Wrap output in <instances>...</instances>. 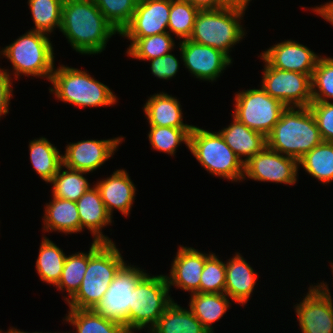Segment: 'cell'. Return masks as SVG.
I'll use <instances>...</instances> for the list:
<instances>
[{"instance_id": "obj_1", "label": "cell", "mask_w": 333, "mask_h": 333, "mask_svg": "<svg viewBox=\"0 0 333 333\" xmlns=\"http://www.w3.org/2000/svg\"><path fill=\"white\" fill-rule=\"evenodd\" d=\"M60 31L80 54H100L109 39L119 34L94 0H64Z\"/></svg>"}, {"instance_id": "obj_2", "label": "cell", "mask_w": 333, "mask_h": 333, "mask_svg": "<svg viewBox=\"0 0 333 333\" xmlns=\"http://www.w3.org/2000/svg\"><path fill=\"white\" fill-rule=\"evenodd\" d=\"M124 264L114 242L92 241L84 278L79 290L67 301L68 306L71 309H93Z\"/></svg>"}, {"instance_id": "obj_3", "label": "cell", "mask_w": 333, "mask_h": 333, "mask_svg": "<svg viewBox=\"0 0 333 333\" xmlns=\"http://www.w3.org/2000/svg\"><path fill=\"white\" fill-rule=\"evenodd\" d=\"M266 141L269 149L299 160L323 139L309 107H287Z\"/></svg>"}, {"instance_id": "obj_4", "label": "cell", "mask_w": 333, "mask_h": 333, "mask_svg": "<svg viewBox=\"0 0 333 333\" xmlns=\"http://www.w3.org/2000/svg\"><path fill=\"white\" fill-rule=\"evenodd\" d=\"M245 10L246 8L230 5L220 9L200 10L189 40L213 47L232 60L231 48L246 36L240 21Z\"/></svg>"}, {"instance_id": "obj_5", "label": "cell", "mask_w": 333, "mask_h": 333, "mask_svg": "<svg viewBox=\"0 0 333 333\" xmlns=\"http://www.w3.org/2000/svg\"><path fill=\"white\" fill-rule=\"evenodd\" d=\"M49 92L57 100L81 107H103L117 103V97L111 89L97 81L87 71L60 65L54 68L49 81Z\"/></svg>"}, {"instance_id": "obj_6", "label": "cell", "mask_w": 333, "mask_h": 333, "mask_svg": "<svg viewBox=\"0 0 333 333\" xmlns=\"http://www.w3.org/2000/svg\"><path fill=\"white\" fill-rule=\"evenodd\" d=\"M49 36L29 30L0 51L10 60L15 79L21 75L51 79L54 71V50Z\"/></svg>"}, {"instance_id": "obj_7", "label": "cell", "mask_w": 333, "mask_h": 333, "mask_svg": "<svg viewBox=\"0 0 333 333\" xmlns=\"http://www.w3.org/2000/svg\"><path fill=\"white\" fill-rule=\"evenodd\" d=\"M190 152L212 175L240 182L244 175V163L225 143L219 132H211L194 126L189 136Z\"/></svg>"}, {"instance_id": "obj_8", "label": "cell", "mask_w": 333, "mask_h": 333, "mask_svg": "<svg viewBox=\"0 0 333 333\" xmlns=\"http://www.w3.org/2000/svg\"><path fill=\"white\" fill-rule=\"evenodd\" d=\"M165 275L150 276L147 273L132 291L129 315V333L156 325L166 308L174 301L169 295Z\"/></svg>"}, {"instance_id": "obj_9", "label": "cell", "mask_w": 333, "mask_h": 333, "mask_svg": "<svg viewBox=\"0 0 333 333\" xmlns=\"http://www.w3.org/2000/svg\"><path fill=\"white\" fill-rule=\"evenodd\" d=\"M235 106L232 116L265 137L280 120L287 106L271 97L261 87L238 91L234 98Z\"/></svg>"}, {"instance_id": "obj_10", "label": "cell", "mask_w": 333, "mask_h": 333, "mask_svg": "<svg viewBox=\"0 0 333 333\" xmlns=\"http://www.w3.org/2000/svg\"><path fill=\"white\" fill-rule=\"evenodd\" d=\"M146 274L145 270L125 263L93 310L103 318L125 326L129 331L132 291Z\"/></svg>"}, {"instance_id": "obj_11", "label": "cell", "mask_w": 333, "mask_h": 333, "mask_svg": "<svg viewBox=\"0 0 333 333\" xmlns=\"http://www.w3.org/2000/svg\"><path fill=\"white\" fill-rule=\"evenodd\" d=\"M261 87L287 107H309L312 103L311 77L299 72L271 67L263 60Z\"/></svg>"}, {"instance_id": "obj_12", "label": "cell", "mask_w": 333, "mask_h": 333, "mask_svg": "<svg viewBox=\"0 0 333 333\" xmlns=\"http://www.w3.org/2000/svg\"><path fill=\"white\" fill-rule=\"evenodd\" d=\"M305 298L295 306L302 333H333V301L324 281L308 288Z\"/></svg>"}, {"instance_id": "obj_13", "label": "cell", "mask_w": 333, "mask_h": 333, "mask_svg": "<svg viewBox=\"0 0 333 333\" xmlns=\"http://www.w3.org/2000/svg\"><path fill=\"white\" fill-rule=\"evenodd\" d=\"M298 160L269 149L267 146L244 163V175L260 182L294 185L297 181Z\"/></svg>"}, {"instance_id": "obj_14", "label": "cell", "mask_w": 333, "mask_h": 333, "mask_svg": "<svg viewBox=\"0 0 333 333\" xmlns=\"http://www.w3.org/2000/svg\"><path fill=\"white\" fill-rule=\"evenodd\" d=\"M180 58L185 68L203 81H216L223 70L232 64V60L221 51L195 43L189 39L179 42Z\"/></svg>"}, {"instance_id": "obj_15", "label": "cell", "mask_w": 333, "mask_h": 333, "mask_svg": "<svg viewBox=\"0 0 333 333\" xmlns=\"http://www.w3.org/2000/svg\"><path fill=\"white\" fill-rule=\"evenodd\" d=\"M122 141L123 137L70 142L62 155L63 166L72 170L94 172L114 155Z\"/></svg>"}, {"instance_id": "obj_16", "label": "cell", "mask_w": 333, "mask_h": 333, "mask_svg": "<svg viewBox=\"0 0 333 333\" xmlns=\"http://www.w3.org/2000/svg\"><path fill=\"white\" fill-rule=\"evenodd\" d=\"M171 0H138L131 21L119 34L142 38L168 32Z\"/></svg>"}, {"instance_id": "obj_17", "label": "cell", "mask_w": 333, "mask_h": 333, "mask_svg": "<svg viewBox=\"0 0 333 333\" xmlns=\"http://www.w3.org/2000/svg\"><path fill=\"white\" fill-rule=\"evenodd\" d=\"M260 56L271 67L307 74L311 78L320 58L313 50L292 40L272 45Z\"/></svg>"}, {"instance_id": "obj_18", "label": "cell", "mask_w": 333, "mask_h": 333, "mask_svg": "<svg viewBox=\"0 0 333 333\" xmlns=\"http://www.w3.org/2000/svg\"><path fill=\"white\" fill-rule=\"evenodd\" d=\"M211 254L180 245L173 259L170 274L169 276L165 275L169 288L176 286V288L191 292V294L200 293L201 274L205 260Z\"/></svg>"}, {"instance_id": "obj_19", "label": "cell", "mask_w": 333, "mask_h": 333, "mask_svg": "<svg viewBox=\"0 0 333 333\" xmlns=\"http://www.w3.org/2000/svg\"><path fill=\"white\" fill-rule=\"evenodd\" d=\"M94 185L99 190L102 201L111 217L114 209L120 211L124 216L130 214L135 200L136 187L126 170L117 169L111 176L97 181Z\"/></svg>"}, {"instance_id": "obj_20", "label": "cell", "mask_w": 333, "mask_h": 333, "mask_svg": "<svg viewBox=\"0 0 333 333\" xmlns=\"http://www.w3.org/2000/svg\"><path fill=\"white\" fill-rule=\"evenodd\" d=\"M246 261L239 252H236L234 257L225 263L224 293L231 298V301L243 306L251 297L258 279L257 273Z\"/></svg>"}, {"instance_id": "obj_21", "label": "cell", "mask_w": 333, "mask_h": 333, "mask_svg": "<svg viewBox=\"0 0 333 333\" xmlns=\"http://www.w3.org/2000/svg\"><path fill=\"white\" fill-rule=\"evenodd\" d=\"M78 213L81 222V231L88 229L93 236V241L113 242L108 236L103 235L102 229L112 223V218L106 210L99 190L95 185L87 190L77 201Z\"/></svg>"}, {"instance_id": "obj_22", "label": "cell", "mask_w": 333, "mask_h": 333, "mask_svg": "<svg viewBox=\"0 0 333 333\" xmlns=\"http://www.w3.org/2000/svg\"><path fill=\"white\" fill-rule=\"evenodd\" d=\"M233 122L221 131L225 143L233 150L237 157L246 163L255 154L261 152L266 146V137L247 127L245 124L233 117ZM245 157L243 159L242 157Z\"/></svg>"}, {"instance_id": "obj_23", "label": "cell", "mask_w": 333, "mask_h": 333, "mask_svg": "<svg viewBox=\"0 0 333 333\" xmlns=\"http://www.w3.org/2000/svg\"><path fill=\"white\" fill-rule=\"evenodd\" d=\"M148 98L143 110L150 126L194 127L183 122V113L177 98L164 92L150 95Z\"/></svg>"}, {"instance_id": "obj_24", "label": "cell", "mask_w": 333, "mask_h": 333, "mask_svg": "<svg viewBox=\"0 0 333 333\" xmlns=\"http://www.w3.org/2000/svg\"><path fill=\"white\" fill-rule=\"evenodd\" d=\"M44 207L43 224L47 232L58 231L64 234L81 232V222L76 202L52 197Z\"/></svg>"}, {"instance_id": "obj_25", "label": "cell", "mask_w": 333, "mask_h": 333, "mask_svg": "<svg viewBox=\"0 0 333 333\" xmlns=\"http://www.w3.org/2000/svg\"><path fill=\"white\" fill-rule=\"evenodd\" d=\"M190 296L188 309L209 333H214L212 324L230 308L231 298L225 293H193Z\"/></svg>"}, {"instance_id": "obj_26", "label": "cell", "mask_w": 333, "mask_h": 333, "mask_svg": "<svg viewBox=\"0 0 333 333\" xmlns=\"http://www.w3.org/2000/svg\"><path fill=\"white\" fill-rule=\"evenodd\" d=\"M149 333H209L187 308L174 301L166 308Z\"/></svg>"}, {"instance_id": "obj_27", "label": "cell", "mask_w": 333, "mask_h": 333, "mask_svg": "<svg viewBox=\"0 0 333 333\" xmlns=\"http://www.w3.org/2000/svg\"><path fill=\"white\" fill-rule=\"evenodd\" d=\"M29 151L34 170L42 180L50 183L63 165V154L45 137L30 140Z\"/></svg>"}, {"instance_id": "obj_28", "label": "cell", "mask_w": 333, "mask_h": 333, "mask_svg": "<svg viewBox=\"0 0 333 333\" xmlns=\"http://www.w3.org/2000/svg\"><path fill=\"white\" fill-rule=\"evenodd\" d=\"M38 254L35 265L40 280L56 286L62 276L66 254L46 236L41 241Z\"/></svg>"}, {"instance_id": "obj_29", "label": "cell", "mask_w": 333, "mask_h": 333, "mask_svg": "<svg viewBox=\"0 0 333 333\" xmlns=\"http://www.w3.org/2000/svg\"><path fill=\"white\" fill-rule=\"evenodd\" d=\"M76 333H129L125 326L100 316L93 309H71L64 318Z\"/></svg>"}, {"instance_id": "obj_30", "label": "cell", "mask_w": 333, "mask_h": 333, "mask_svg": "<svg viewBox=\"0 0 333 333\" xmlns=\"http://www.w3.org/2000/svg\"><path fill=\"white\" fill-rule=\"evenodd\" d=\"M298 165L322 184L333 182V142H322L298 160Z\"/></svg>"}, {"instance_id": "obj_31", "label": "cell", "mask_w": 333, "mask_h": 333, "mask_svg": "<svg viewBox=\"0 0 333 333\" xmlns=\"http://www.w3.org/2000/svg\"><path fill=\"white\" fill-rule=\"evenodd\" d=\"M130 41L129 48H127V56L132 59L148 61L154 58L162 57L170 53L175 43L174 38L169 32L160 33L153 36L142 38H127Z\"/></svg>"}, {"instance_id": "obj_32", "label": "cell", "mask_w": 333, "mask_h": 333, "mask_svg": "<svg viewBox=\"0 0 333 333\" xmlns=\"http://www.w3.org/2000/svg\"><path fill=\"white\" fill-rule=\"evenodd\" d=\"M59 168L58 173L53 177L49 184H53V197L76 202L87 190L91 189L90 183L83 176L88 172L72 170H62Z\"/></svg>"}, {"instance_id": "obj_33", "label": "cell", "mask_w": 333, "mask_h": 333, "mask_svg": "<svg viewBox=\"0 0 333 333\" xmlns=\"http://www.w3.org/2000/svg\"><path fill=\"white\" fill-rule=\"evenodd\" d=\"M64 0H28V6L35 24L31 31L47 35L61 27L62 5Z\"/></svg>"}, {"instance_id": "obj_34", "label": "cell", "mask_w": 333, "mask_h": 333, "mask_svg": "<svg viewBox=\"0 0 333 333\" xmlns=\"http://www.w3.org/2000/svg\"><path fill=\"white\" fill-rule=\"evenodd\" d=\"M88 266V253L77 252L66 256L62 276L55 286L60 291H66L65 301H69L79 290Z\"/></svg>"}, {"instance_id": "obj_35", "label": "cell", "mask_w": 333, "mask_h": 333, "mask_svg": "<svg viewBox=\"0 0 333 333\" xmlns=\"http://www.w3.org/2000/svg\"><path fill=\"white\" fill-rule=\"evenodd\" d=\"M200 10L185 0H171L168 32L179 40L189 39L192 35L195 19ZM182 38V39H180Z\"/></svg>"}, {"instance_id": "obj_36", "label": "cell", "mask_w": 333, "mask_h": 333, "mask_svg": "<svg viewBox=\"0 0 333 333\" xmlns=\"http://www.w3.org/2000/svg\"><path fill=\"white\" fill-rule=\"evenodd\" d=\"M192 129L150 126L148 140L153 149L174 156L181 143L189 148V136Z\"/></svg>"}, {"instance_id": "obj_37", "label": "cell", "mask_w": 333, "mask_h": 333, "mask_svg": "<svg viewBox=\"0 0 333 333\" xmlns=\"http://www.w3.org/2000/svg\"><path fill=\"white\" fill-rule=\"evenodd\" d=\"M312 102L333 100V57H323L317 61L311 78Z\"/></svg>"}, {"instance_id": "obj_38", "label": "cell", "mask_w": 333, "mask_h": 333, "mask_svg": "<svg viewBox=\"0 0 333 333\" xmlns=\"http://www.w3.org/2000/svg\"><path fill=\"white\" fill-rule=\"evenodd\" d=\"M107 21L120 34L131 21L138 0H94Z\"/></svg>"}, {"instance_id": "obj_39", "label": "cell", "mask_w": 333, "mask_h": 333, "mask_svg": "<svg viewBox=\"0 0 333 333\" xmlns=\"http://www.w3.org/2000/svg\"><path fill=\"white\" fill-rule=\"evenodd\" d=\"M217 257L218 255L212 252L205 260L200 280V293H224L225 263Z\"/></svg>"}, {"instance_id": "obj_40", "label": "cell", "mask_w": 333, "mask_h": 333, "mask_svg": "<svg viewBox=\"0 0 333 333\" xmlns=\"http://www.w3.org/2000/svg\"><path fill=\"white\" fill-rule=\"evenodd\" d=\"M309 109L315 117L324 142H333V103L312 102Z\"/></svg>"}, {"instance_id": "obj_41", "label": "cell", "mask_w": 333, "mask_h": 333, "mask_svg": "<svg viewBox=\"0 0 333 333\" xmlns=\"http://www.w3.org/2000/svg\"><path fill=\"white\" fill-rule=\"evenodd\" d=\"M150 69L153 75L158 79L169 80L176 76L179 70V60L174 54L168 53L162 57L151 60Z\"/></svg>"}, {"instance_id": "obj_42", "label": "cell", "mask_w": 333, "mask_h": 333, "mask_svg": "<svg viewBox=\"0 0 333 333\" xmlns=\"http://www.w3.org/2000/svg\"><path fill=\"white\" fill-rule=\"evenodd\" d=\"M12 74L0 68V118L9 113V102L13 98Z\"/></svg>"}, {"instance_id": "obj_43", "label": "cell", "mask_w": 333, "mask_h": 333, "mask_svg": "<svg viewBox=\"0 0 333 333\" xmlns=\"http://www.w3.org/2000/svg\"><path fill=\"white\" fill-rule=\"evenodd\" d=\"M199 10H214L228 6L224 0H185Z\"/></svg>"}, {"instance_id": "obj_44", "label": "cell", "mask_w": 333, "mask_h": 333, "mask_svg": "<svg viewBox=\"0 0 333 333\" xmlns=\"http://www.w3.org/2000/svg\"><path fill=\"white\" fill-rule=\"evenodd\" d=\"M311 10L333 25V1L327 2L319 7L316 6Z\"/></svg>"}, {"instance_id": "obj_45", "label": "cell", "mask_w": 333, "mask_h": 333, "mask_svg": "<svg viewBox=\"0 0 333 333\" xmlns=\"http://www.w3.org/2000/svg\"><path fill=\"white\" fill-rule=\"evenodd\" d=\"M230 6L248 7L251 0H224Z\"/></svg>"}, {"instance_id": "obj_46", "label": "cell", "mask_w": 333, "mask_h": 333, "mask_svg": "<svg viewBox=\"0 0 333 333\" xmlns=\"http://www.w3.org/2000/svg\"><path fill=\"white\" fill-rule=\"evenodd\" d=\"M1 333H30V332H24V331H20V330H18V329H16V328H10L9 330H8V332H2L1 331ZM32 333H39V332H32ZM40 333H43V332H40ZM49 333V332H48ZM51 333V332H50ZM56 333V332H55ZM60 333V332H59Z\"/></svg>"}]
</instances>
